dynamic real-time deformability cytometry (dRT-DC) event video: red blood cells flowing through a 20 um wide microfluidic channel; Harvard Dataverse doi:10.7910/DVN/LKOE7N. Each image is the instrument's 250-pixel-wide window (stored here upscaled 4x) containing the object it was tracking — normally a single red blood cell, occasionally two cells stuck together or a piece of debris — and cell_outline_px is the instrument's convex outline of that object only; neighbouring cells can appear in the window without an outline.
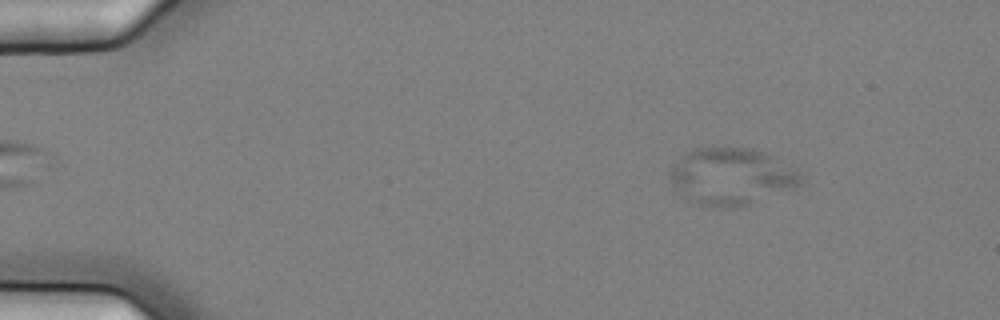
{"species": "common noctule bat (a hibernating species)", "species_latin": "Nyctalus noctula", "temperature_condition": "cold", "stored_images_in_passage": 5, "camera_frame_rate_fps": 3000, "um_per_image_px": 0.085, "animal": {"sex": "female", "body_mass_g": 25.1}, "frame": {"image": 1, "passage_image": 2, "time_ms": 0.333, "image_size_px": [1000, 320], "cell_outline_px": [[804, 176], [800, 184], [796, 188], [748, 204], [732, 208], [716, 208], [700, 204], [684, 196], [676, 188], [672, 180], [672, 164], [684, 152], [696, 148], [752, 148], [764, 152], [804, 172]], "centroid_in_image_um": [62.23, 14.99], "position_along_channel_um": 22.8, "area_um2": 43.35}}